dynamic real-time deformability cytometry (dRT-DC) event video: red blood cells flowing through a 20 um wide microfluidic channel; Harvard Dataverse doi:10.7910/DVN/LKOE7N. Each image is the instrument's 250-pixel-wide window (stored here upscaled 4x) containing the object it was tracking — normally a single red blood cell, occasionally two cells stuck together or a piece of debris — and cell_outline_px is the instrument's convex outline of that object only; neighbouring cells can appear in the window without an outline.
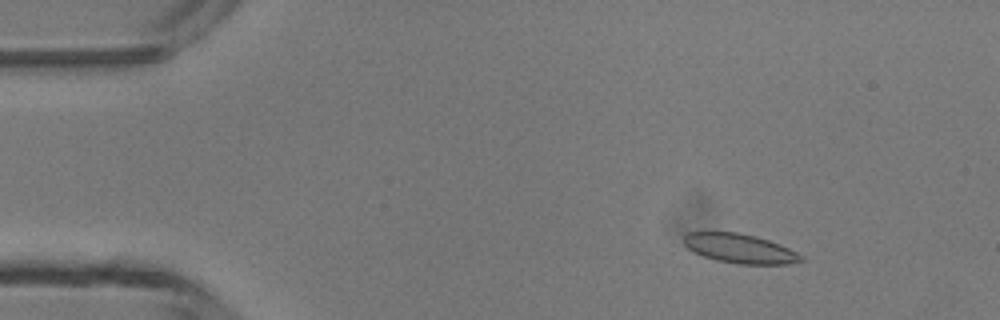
{"species": "common noctule bat (a hibernating species)", "species_latin": "Nyctalus noctula", "temperature_condition": "room temperature", "stored_images_in_passage": 47, "camera_frame_rate_fps": 3000, "um_per_image_px": 0.085, "animal": {"sex": "male", "body_mass_g": 13.3}, "frame": {"image": 1, "passage_image": 6, "time_ms": 1.667, "image_size_px": [1000, 320], "cell_outline_px": [[804, 260], [788, 264], [740, 264], [716, 260], [692, 252], [684, 244], [684, 236], [688, 232], [736, 232], [756, 236], [780, 244], [804, 256]], "centroid_in_image_um": [62.88, 21.12], "position_along_channel_um": 22.1, "area_um2": 20.0}}
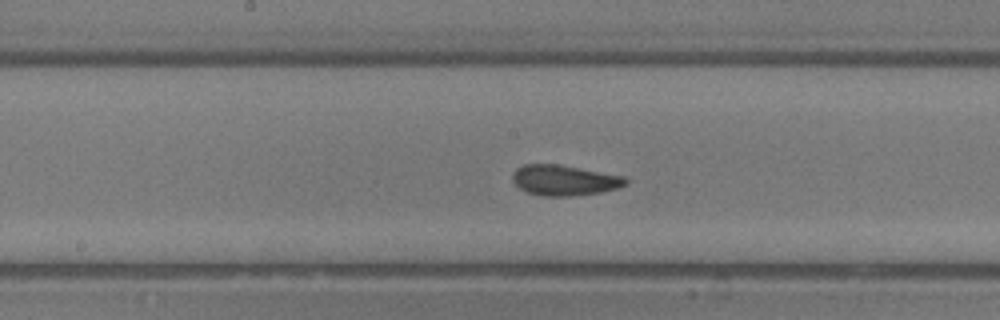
{"frame": {"image": 2, "passage_image": 24, "time_ms": 7.667, "image_size_px": [1000, 320], "cell_outline_px": [[628, 184], [616, 188], [600, 192], [572, 196], [540, 196], [528, 192], [520, 188], [512, 180], [512, 172], [516, 168], [524, 164], [556, 164], [624, 176], [628, 180]], "centroid_in_image_um": [47.94, 15.32], "position_along_channel_um": 200.3, "area_um2": 20.0}}
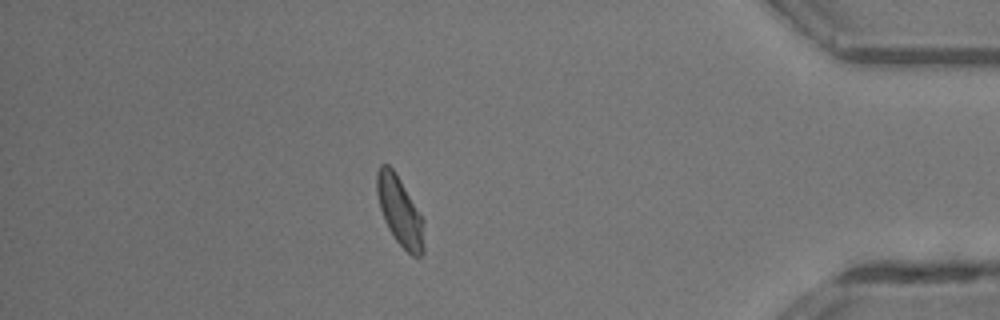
{"frame": {"image": 3, "passage_image": 41, "time_ms": 13.333, "image_size_px": [1000, 320], "cell_outline_px": [[424, 252], [420, 256], [412, 256], [396, 240], [388, 228], [384, 220], [380, 208], [376, 192], [376, 172], [380, 164], [388, 164], [396, 172], [424, 220]], "centroid_in_image_um": [33.98, 17.93], "position_along_channel_um": 401.2, "area_um2": 19.07}, "authors_computed_cell_mechanics": {"area_um2": 19.8832, "velocity_mm_per_s": 4.3156, "shape_relaxation_time_tau1_ms": 5.6499, "shape_relaxation_time_tau2_ms": 1.7893, "deformation_change_tau1": 0.1215, "deformation_change_tau2": 0.0496}}